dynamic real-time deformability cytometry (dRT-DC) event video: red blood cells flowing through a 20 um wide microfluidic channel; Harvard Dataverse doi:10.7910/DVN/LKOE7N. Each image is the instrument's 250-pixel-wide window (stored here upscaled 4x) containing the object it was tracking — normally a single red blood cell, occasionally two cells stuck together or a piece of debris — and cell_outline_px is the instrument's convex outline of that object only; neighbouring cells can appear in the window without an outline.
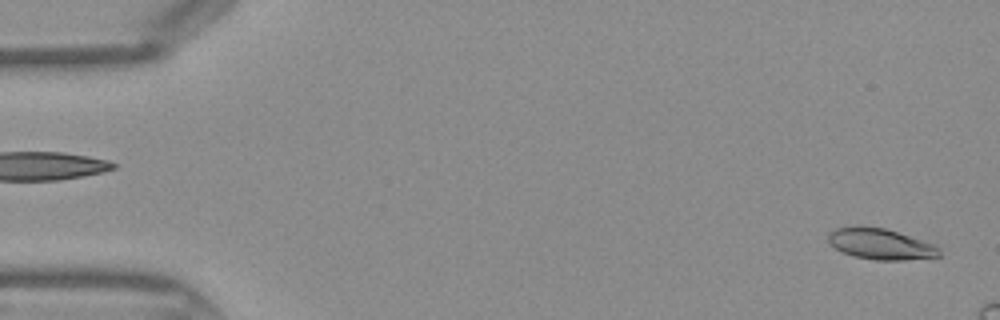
{"species": "Egyptian fruit bat (a non-hibernating species)", "species_latin": "Rousettus aegyptiacus", "temperature_condition": "warm", "stored_images_in_passage": 8, "camera_frame_rate_fps": 3000, "um_per_image_px": 0.085, "frame": {"image": 1, "passage_image": 1, "time_ms": 0.0, "image_size_px": [1000, 320], "cell_outline_px": [[940, 256], [904, 260], [876, 260], [852, 256], [836, 248], [828, 240], [828, 236], [836, 228], [884, 228], [936, 244], [940, 248]], "centroid_in_image_um": [74.93, 20.78], "position_along_channel_um": 10.1, "area_um2": 19.42}}